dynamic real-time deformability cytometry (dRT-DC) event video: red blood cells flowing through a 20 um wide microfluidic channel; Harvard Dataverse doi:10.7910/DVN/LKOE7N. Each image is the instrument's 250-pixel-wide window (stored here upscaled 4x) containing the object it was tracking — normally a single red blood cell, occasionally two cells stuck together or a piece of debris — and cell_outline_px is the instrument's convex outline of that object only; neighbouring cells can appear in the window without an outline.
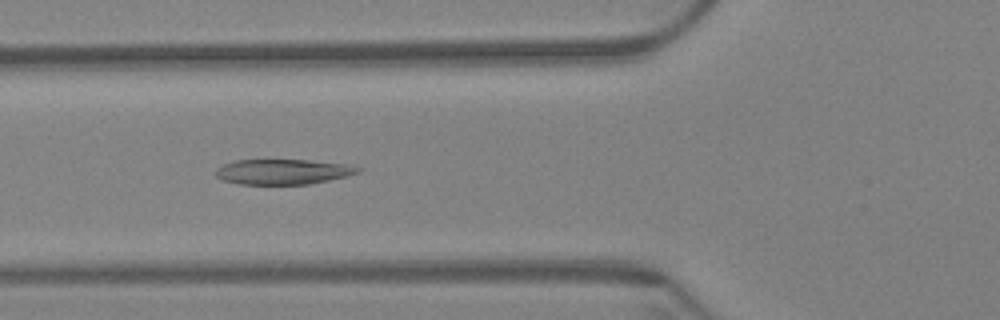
{"species": "Egyptian fruit bat (a non-hibernating species)", "species_latin": "Rousettus aegyptiacus", "temperature_condition": "warm", "stored_images_in_passage": 45, "camera_frame_rate_fps": 3000, "um_per_image_px": 0.085, "animal": {"sex": "female"}, "frame": {"image": 1, "passage_image": 12, "time_ms": 3.667, "image_size_px": [1000, 320], "cell_outline_px": [[364, 168], [360, 172], [312, 184], [240, 184], [224, 180], [216, 176], [216, 168], [224, 164], [236, 160], [308, 160], [344, 164]], "centroid_in_image_um": [24.05, 14.6], "position_along_channel_um": 101.8, "area_um2": 20.69}}
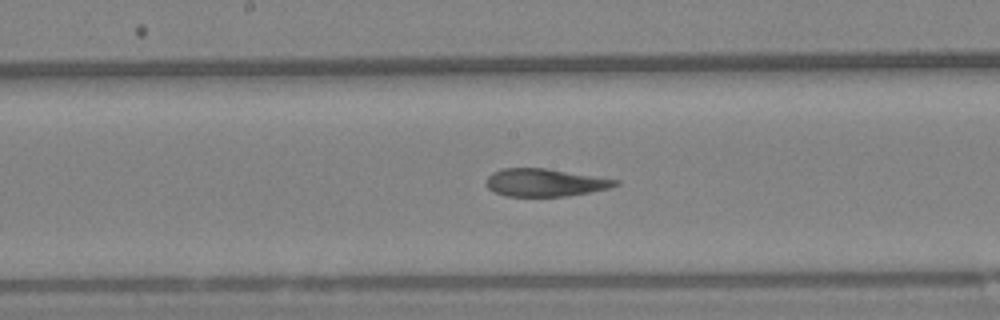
{"frame": {"image": 2, "passage_image": 21, "time_ms": 6.667, "image_size_px": [1000, 320], "cell_outline_px": [[620, 184], [608, 188], [588, 192], [564, 196], [504, 196], [488, 188], [484, 184], [488, 176], [492, 172], [500, 168], [544, 168], [620, 180]], "centroid_in_image_um": [46.27, 15.51], "position_along_channel_um": 201.9, "area_um2": 20.75}}
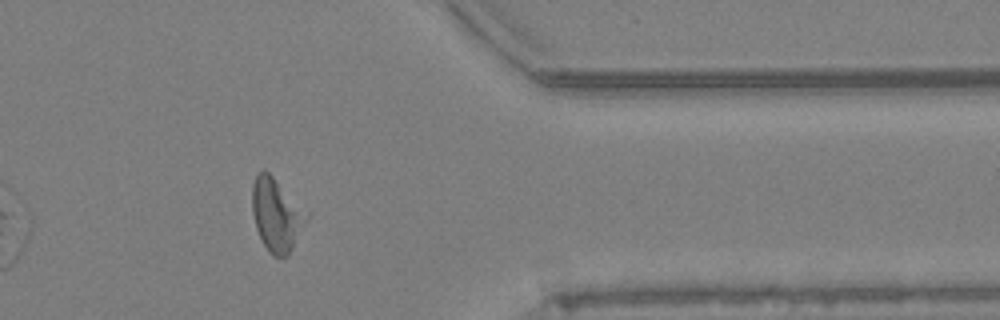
{"frame": {"image": 3, "passage_image": 39, "time_ms": 12.667, "image_size_px": [1000, 320], "cell_outline_px": [[308, 220], [288, 256], [280, 260], [272, 256], [268, 252], [256, 228], [252, 212], [252, 184], [256, 172], [268, 172], [272, 176], [308, 216]], "centroid_in_image_um": [23.47, 18.34], "position_along_channel_um": 387.9, "area_um2": 22.66}, "authors_computed_cell_mechanics": {"area_um2": 22.4264, "velocity_mm_per_s": 3.3452, "shape_relaxation_time_tau1_ms": null, "shape_relaxation_time_tau2_ms": 4.3276, "deformation_change_tau1": null, "deformation_change_tau2": 0.131}}